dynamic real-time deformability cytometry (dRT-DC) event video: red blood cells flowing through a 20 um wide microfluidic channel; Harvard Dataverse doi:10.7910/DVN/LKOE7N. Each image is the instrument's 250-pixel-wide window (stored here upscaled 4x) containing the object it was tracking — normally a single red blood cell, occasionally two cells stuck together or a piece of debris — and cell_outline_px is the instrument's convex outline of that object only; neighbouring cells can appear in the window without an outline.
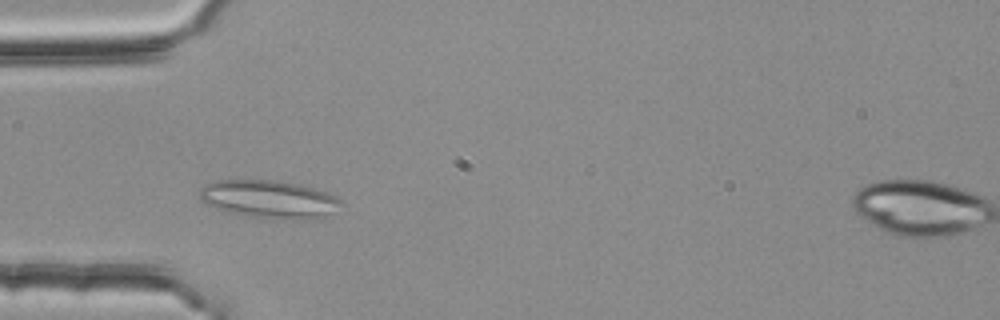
{"species": "common noctule bat (a hibernating species)", "species_latin": "Nyctalus noctula", "temperature_condition": "room temperature", "stored_images_in_passage": 34, "segment_of_instrument_passage": [1, 2], "camera_frame_rate_fps": 3000, "um_per_image_px": 0.085, "animal": {"sex": "female", "body_mass_g": 25.1}, "frame": {"image": 1, "passage_image": 1, "time_ms": 0.0, "image_size_px": [1000, 320], "cell_outline_px": [[344, 204], [324, 220], [284, 220], [248, 216], [224, 212], [208, 204], [200, 196], [200, 188], [216, 180], [276, 180], [300, 184], [316, 188], [336, 196]], "centroid_in_image_um": [22.99, 16.96], "position_along_channel_um": 62.0, "area_um2": 31.96}}